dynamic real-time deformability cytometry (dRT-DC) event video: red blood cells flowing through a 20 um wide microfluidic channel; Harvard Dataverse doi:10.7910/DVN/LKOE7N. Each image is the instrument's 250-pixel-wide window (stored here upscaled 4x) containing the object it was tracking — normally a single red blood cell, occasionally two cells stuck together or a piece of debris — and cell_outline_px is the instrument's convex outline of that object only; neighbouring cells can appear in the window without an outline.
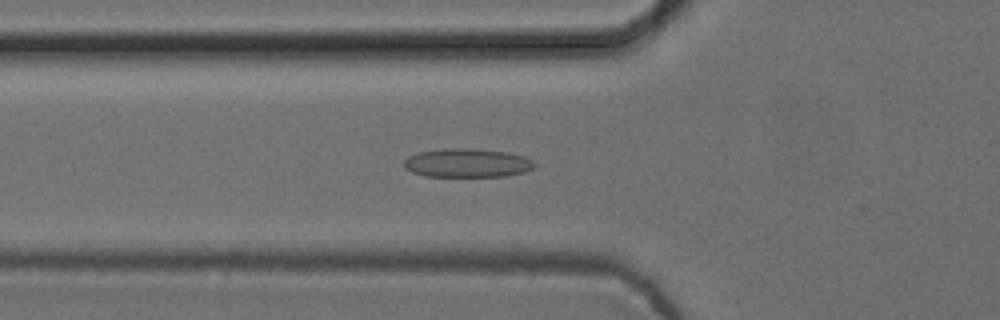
{"species": "common noctule bat (a hibernating species)", "species_latin": "Nyctalus noctula", "temperature_condition": "cold", "stored_images_in_passage": 42, "camera_frame_rate_fps": 3000, "um_per_image_px": 0.085, "animal": {"sex": "female", "body_mass_g": 24.6, "forearm_length_mm": 56.2}, "frame": {"image": 1, "passage_image": 14, "time_ms": 4.333, "image_size_px": [1000, 320], "cell_outline_px": [[536, 164], [532, 168], [524, 172], [504, 176], [424, 176], [412, 172], [404, 168], [404, 160], [408, 156], [420, 152], [444, 148], [468, 148], [508, 152], [524, 156], [532, 160]], "centroid_in_image_um": [39.7, 13.85], "position_along_channel_um": 86.1, "area_um2": 21.85}}
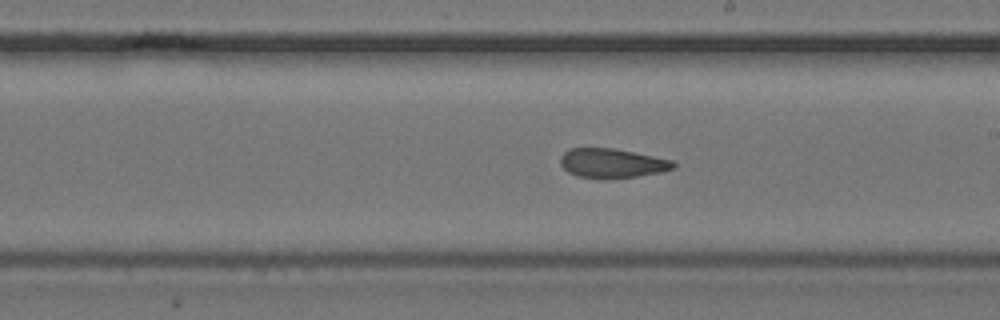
{"frame": {"image": 2, "passage_image": 26, "time_ms": 8.333, "image_size_px": [1000, 320], "cell_outline_px": [[676, 168], [660, 172], [636, 176], [608, 180], [576, 176], [568, 172], [560, 164], [560, 156], [568, 148], [616, 148], [672, 160], [676, 164]], "centroid_in_image_um": [52.0, 13.88], "position_along_channel_um": 237.0, "area_um2": 19.65}}
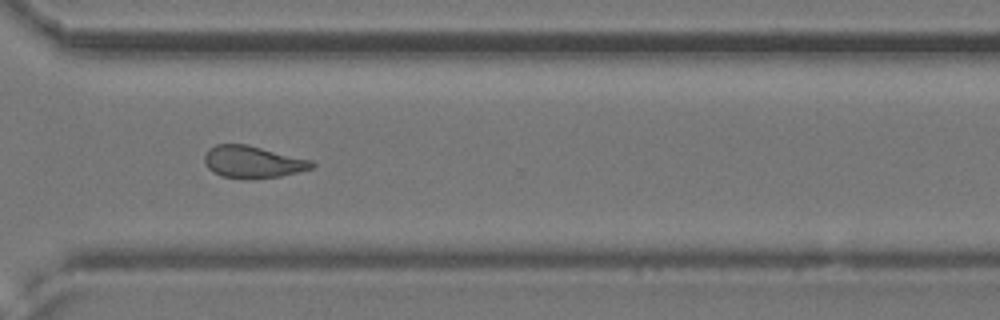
{"frame": {"image": 3, "passage_image": 35, "time_ms": 11.333, "image_size_px": [1000, 320], "cell_outline_px": [[316, 164], [312, 168], [280, 176], [240, 180], [220, 176], [212, 172], [208, 168], [204, 160], [204, 156], [208, 148], [216, 144], [248, 144], [312, 160]], "centroid_in_image_um": [21.45, 13.77], "position_along_channel_um": 349.2, "area_um2": 20.35}, "authors_computed_cell_mechanics": {"area_um2": 20.6057, "velocity_mm_per_s": 3.751, "shape_relaxation_time_tau1_ms": null, "shape_relaxation_time_tau2_ms": 2.5946, "deformation_change_tau1": null, "deformation_change_tau2": 0.0877}}